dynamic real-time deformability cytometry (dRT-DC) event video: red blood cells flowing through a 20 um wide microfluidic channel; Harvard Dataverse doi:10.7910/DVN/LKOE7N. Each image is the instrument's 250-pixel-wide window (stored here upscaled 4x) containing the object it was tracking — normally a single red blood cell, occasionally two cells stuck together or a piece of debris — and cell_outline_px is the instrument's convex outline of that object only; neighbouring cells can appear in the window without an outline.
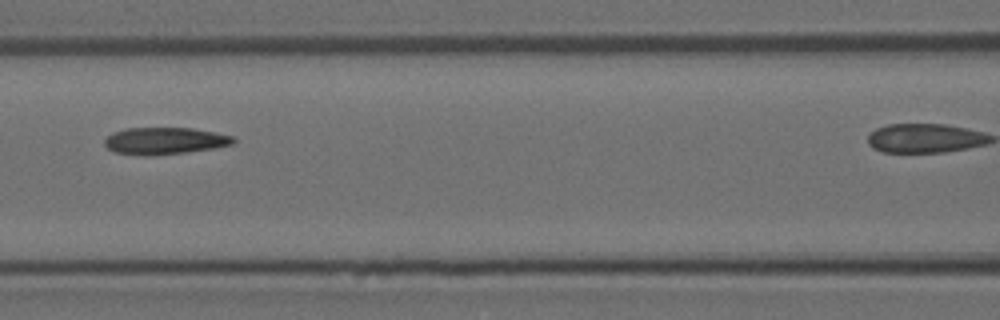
{"species": "Egyptian fruit bat (a non-hibernating species)", "species_latin": "Rousettus aegyptiacus", "temperature_condition": "room temperature", "stored_images_in_passage": 6, "segment_of_instrument_passage": [1, 2], "camera_frame_rate_fps": 3000, "um_per_image_px": 0.085, "animal": {"sex": "female"}, "frame": {"image": 1, "passage_image": 3, "time_ms": 0.667, "image_size_px": [1000, 320], "cell_outline_px": [[236, 140], [232, 144], [212, 148], [184, 152], [148, 156], [144, 156], [116, 152], [108, 148], [104, 144], [104, 140], [112, 132], [124, 128], [192, 128], [216, 132], [236, 136]], "centroid_in_image_um": [14.0, 11.96], "position_along_channel_um": 152.6, "area_um2": 20.23}}
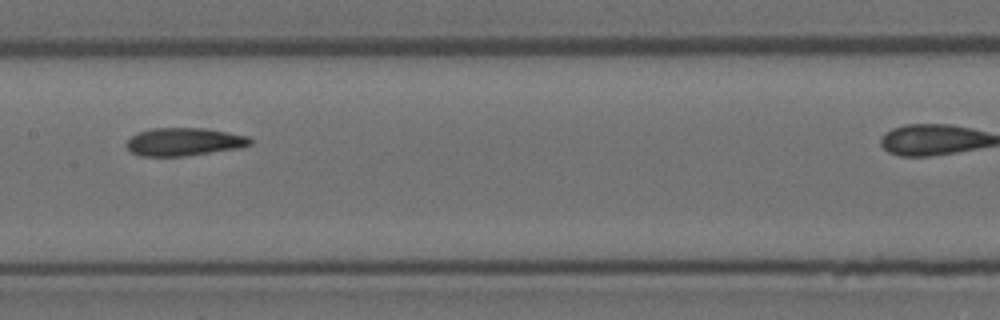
{"frame": {"image": 2, "passage_image": 4, "time_ms": 1.0, "image_size_px": [1000, 320], "cell_outline_px": [[252, 144], [240, 148], [184, 156], [140, 156], [132, 152], [124, 144], [132, 136], [140, 132], [152, 128], [204, 128], [228, 132], [248, 136], [252, 140]], "centroid_in_image_um": [15.66, 12.05], "position_along_channel_um": 191.7, "area_um2": 20.11}}